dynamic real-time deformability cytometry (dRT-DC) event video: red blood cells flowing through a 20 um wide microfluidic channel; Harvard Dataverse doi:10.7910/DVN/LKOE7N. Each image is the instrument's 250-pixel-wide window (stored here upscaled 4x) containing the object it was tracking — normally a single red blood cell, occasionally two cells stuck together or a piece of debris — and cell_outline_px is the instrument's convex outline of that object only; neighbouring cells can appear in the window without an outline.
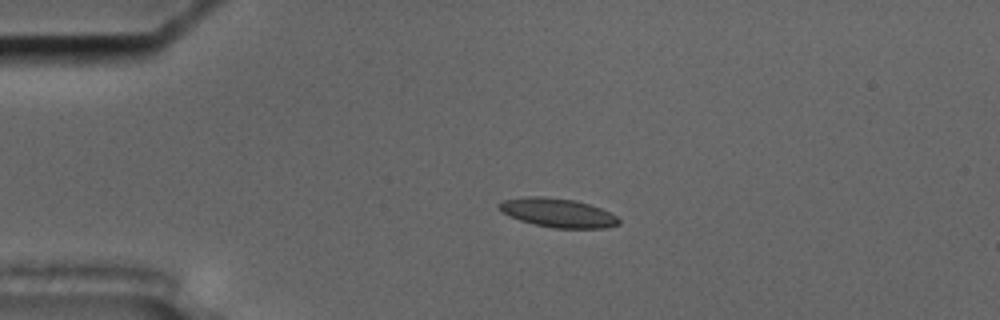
{"species": "common noctule bat (a hibernating species)", "species_latin": "Nyctalus noctula", "temperature_condition": "cold", "stored_images_in_passage": 56, "camera_frame_rate_fps": 3000, "um_per_image_px": 0.085, "animal": {"sex": "male", "body_mass_g": 17.5, "forearm_length_mm": 52.3}, "frame": {"image": 1, "passage_image": 13, "time_ms": 4.0, "image_size_px": [1000, 320], "cell_outline_px": [[620, 224], [604, 228], [552, 228], [520, 220], [504, 212], [496, 204], [504, 200], [524, 196], [544, 196], [576, 200], [600, 208], [616, 216], [620, 220]], "centroid_in_image_um": [47.43, 18.08], "position_along_channel_um": 37.6, "area_um2": 20.0}}
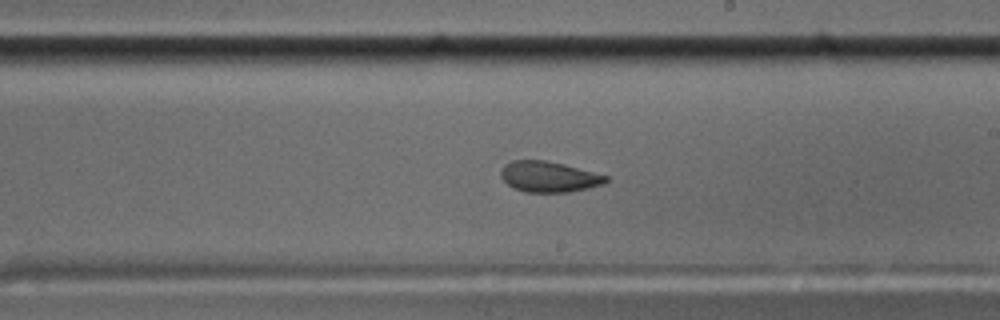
{"frame": {"image": 2, "passage_image": 33, "time_ms": 10.667, "image_size_px": [1000, 320], "cell_outline_px": [[608, 180], [604, 184], [588, 188], [568, 192], [524, 192], [508, 184], [500, 176], [500, 172], [504, 164], [512, 160], [544, 160], [564, 164], [608, 176]], "centroid_in_image_um": [46.65, 15.02], "position_along_channel_um": 242.4, "area_um2": 18.73}}
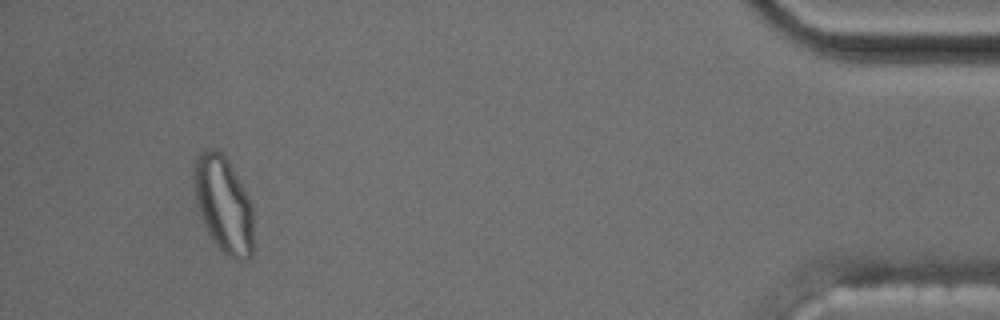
{"frame": {"image": 3, "passage_image": 53, "time_ms": 17.333, "image_size_px": [1000, 320], "cell_outline_px": [[252, 256], [248, 260], [232, 260], [224, 256], [212, 240], [204, 224], [196, 204], [196, 160], [200, 152], [204, 148], [216, 148], [224, 152], [244, 188], [252, 204]], "centroid_in_image_um": [19.03, 17.42], "position_along_channel_um": 416.2, "area_um2": 33.47}, "authors_computed_cell_mechanics": {"area_um2": 19.6231, "velocity_mm_per_s": 3.5982, "shape_relaxation_time_tau1_ms": null, "shape_relaxation_time_tau2_ms": 2.3071, "deformation_change_tau1": null, "deformation_change_tau2": 0.0857}}